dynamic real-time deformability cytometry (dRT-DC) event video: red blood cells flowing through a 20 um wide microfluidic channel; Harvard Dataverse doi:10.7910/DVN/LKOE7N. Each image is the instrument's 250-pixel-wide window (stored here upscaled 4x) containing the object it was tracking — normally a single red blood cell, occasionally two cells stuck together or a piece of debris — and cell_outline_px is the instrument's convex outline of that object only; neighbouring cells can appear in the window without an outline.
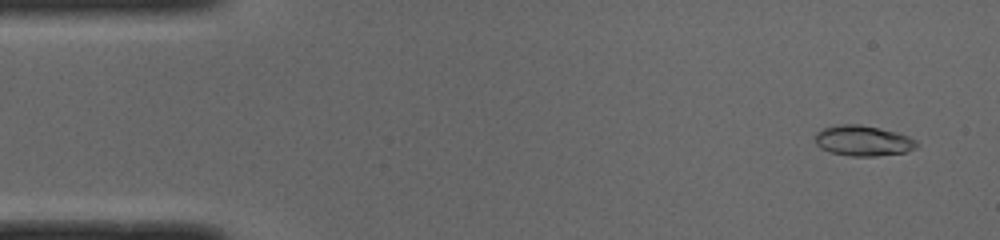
{"species": "common noctule bat (a hibernating species)", "species_latin": "Nyctalus noctula", "temperature_condition": "cold", "stored_images_in_passage": 50, "camera_frame_rate_fps": 3000, "um_per_image_px": 0.085, "animal": {"sex": "male", "body_mass_g": 19.0, "forearm_length_mm": 50.8}, "frame": {"image": 1, "passage_image": 3, "time_ms": 0.667, "image_size_px": [1000, 240], "cell_outline_px": [[916, 144], [912, 148], [904, 152], [876, 156], [852, 156], [828, 152], [820, 148], [816, 144], [816, 132], [824, 128], [840, 124], [860, 124], [880, 128], [896, 132], [908, 136], [916, 140]], "centroid_in_image_um": [73.31, 11.95], "position_along_channel_um": 11.7, "area_um2": 17.86}}
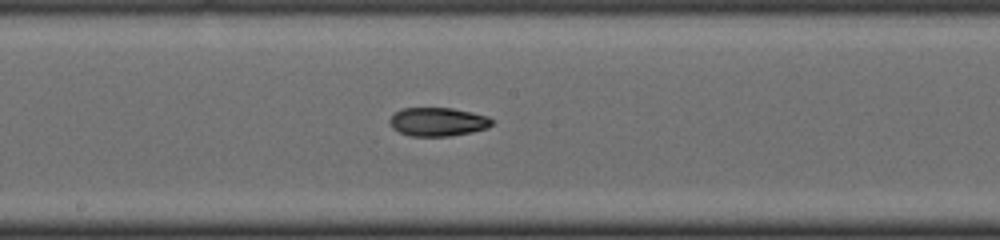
{"frame": {"image": 2, "passage_image": 26, "time_ms": 8.333, "image_size_px": [1000, 240], "cell_outline_px": [[492, 124], [488, 128], [472, 132], [448, 136], [408, 136], [392, 128], [388, 120], [400, 108], [452, 108], [472, 112], [488, 116], [492, 120]], "centroid_in_image_um": [37.21, 10.35], "position_along_channel_um": 211.0, "area_um2": 17.11}}
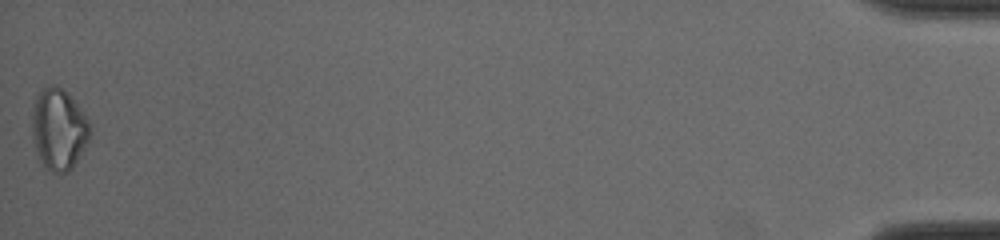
{"frame": {"image": 3, "passage_image": 50, "time_ms": 16.333, "image_size_px": [1000, 240], "cell_outline_px": [[92, 132], [88, 144], [72, 168], [68, 172], [52, 172], [36, 156], [32, 136], [32, 116], [36, 100], [40, 92], [44, 88], [52, 84], [56, 84], [68, 92], [92, 124]], "centroid_in_image_um": [5.03, 10.99], "position_along_channel_um": 430.2, "area_um2": 27.74}, "authors_computed_cell_mechanics": {"area_um2": 17.5423, "velocity_mm_per_s": 3.9981, "shape_relaxation_time_tau1_ms": null, "shape_relaxation_time_tau2_ms": 3.0376, "deformation_change_tau1": null, "deformation_change_tau2": 0.0661}}